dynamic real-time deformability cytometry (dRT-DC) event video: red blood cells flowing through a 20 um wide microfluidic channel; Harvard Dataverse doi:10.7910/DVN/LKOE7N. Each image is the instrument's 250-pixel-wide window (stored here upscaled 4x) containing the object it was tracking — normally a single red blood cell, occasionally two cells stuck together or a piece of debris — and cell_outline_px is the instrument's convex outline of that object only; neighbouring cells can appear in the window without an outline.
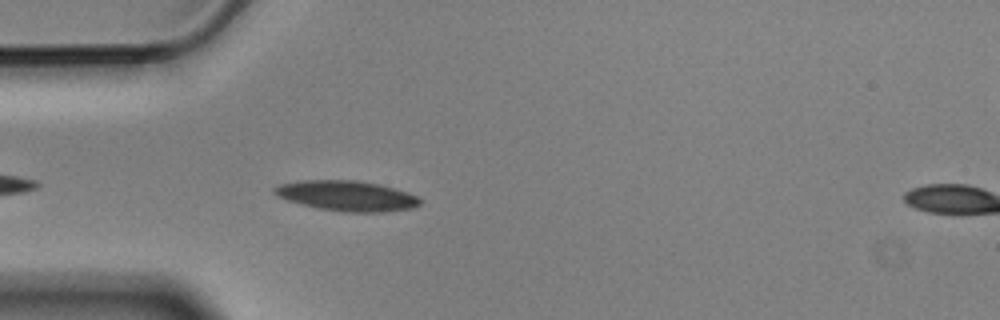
{"species": "Egyptian fruit bat (a non-hibernating species)", "species_latin": "Rousettus aegyptiacus", "temperature_condition": "cold", "stored_images_in_passage": 6, "segment_of_instrument_passage": [1, 2], "camera_frame_rate_fps": 3000, "um_per_image_px": 0.085, "animal": {"sex": "male"}, "frame": {"image": 1, "passage_image": 5, "time_ms": 1.333, "image_size_px": [1000, 320], "cell_outline_px": [[420, 204], [412, 208], [380, 212], [340, 212], [300, 204], [276, 196], [272, 192], [272, 188], [280, 184], [300, 180], [356, 180], [380, 184], [408, 192], [416, 196], [420, 200]], "centroid_in_image_um": [29.44, 16.64], "position_along_channel_um": 55.6, "area_um2": 25.72}}